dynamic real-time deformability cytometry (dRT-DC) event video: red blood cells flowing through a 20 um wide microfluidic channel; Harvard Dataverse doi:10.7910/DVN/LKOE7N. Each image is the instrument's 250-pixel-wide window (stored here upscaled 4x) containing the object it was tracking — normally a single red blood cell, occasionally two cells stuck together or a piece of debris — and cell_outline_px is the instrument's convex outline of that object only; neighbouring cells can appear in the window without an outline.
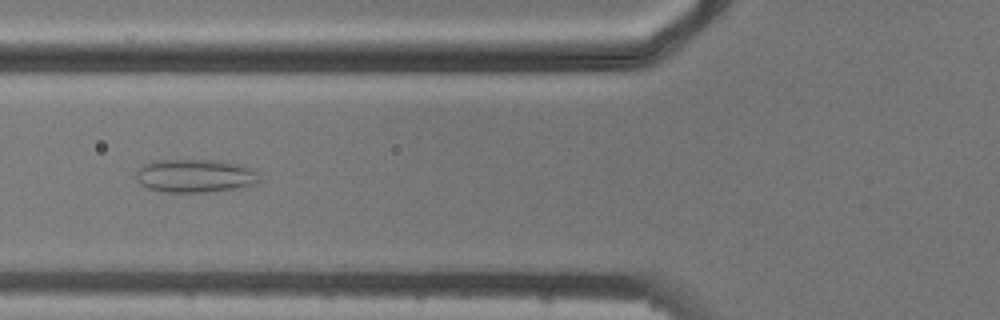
{"species": "common noctule bat (a hibernating species)", "species_latin": "Nyctalus noctula", "temperature_condition": "cold", "stored_images_in_passage": 6, "camera_frame_rate_fps": 3000, "um_per_image_px": 0.085, "animal": {"sex": "male", "body_mass_g": 20.5, "forearm_length_mm": 52.5}, "frame": {"image": 1, "passage_image": 4, "time_ms": 4.333, "image_size_px": [1000, 320], "cell_outline_px": [[260, 180], [252, 184], [232, 188], [204, 192], [168, 192], [148, 188], [140, 184], [136, 180], [136, 172], [144, 164], [152, 160], [220, 160], [244, 164], [256, 168]], "centroid_in_image_um": [16.6, 14.91], "position_along_channel_um": 109.2, "area_um2": 24.04}}
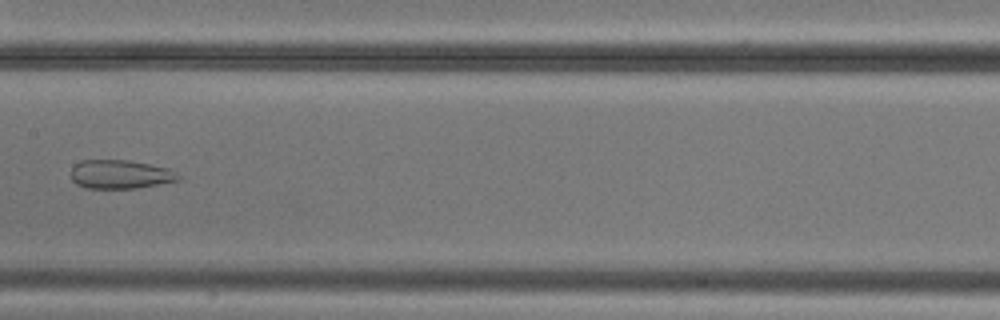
{"frame": {"image": 2, "passage_image": 6, "time_ms": 6.667, "image_size_px": [1000, 320], "cell_outline_px": [[180, 180], [136, 188], [84, 188], [76, 184], [72, 180], [72, 168], [80, 160], [128, 160], [168, 168], [180, 176]], "centroid_in_image_um": [10.2, 14.82], "position_along_channel_um": 197.2, "area_um2": 17.86}}